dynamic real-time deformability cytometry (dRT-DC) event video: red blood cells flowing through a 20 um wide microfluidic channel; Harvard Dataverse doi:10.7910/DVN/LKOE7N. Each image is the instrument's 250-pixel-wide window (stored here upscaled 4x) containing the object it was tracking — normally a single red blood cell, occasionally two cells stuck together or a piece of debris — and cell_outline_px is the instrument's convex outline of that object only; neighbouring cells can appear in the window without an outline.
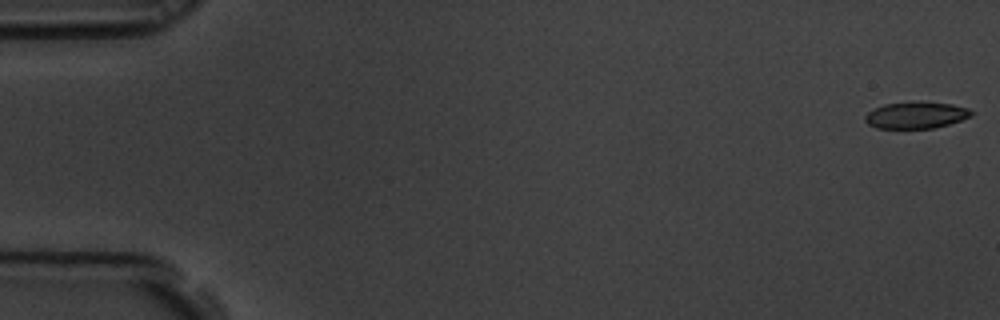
{"species": "common noctule bat (a hibernating species)", "species_latin": "Nyctalus noctula", "temperature_condition": "room temperature", "stored_images_in_passage": 59, "camera_frame_rate_fps": 3000, "um_per_image_px": 0.085, "animal": {"sex": "male", "body_mass_g": 19.5, "forearm_length_mm": 54.6}, "frame": {"image": 1, "passage_image": 1, "time_ms": 0.0, "image_size_px": [1000, 320], "cell_outline_px": [[976, 112], [972, 116], [948, 124], [932, 128], [876, 128], [868, 124], [864, 120], [864, 116], [868, 112], [884, 104], [912, 100], [920, 100], [952, 104], [968, 108]], "centroid_in_image_um": [77.88, 9.76], "position_along_channel_um": 7.1, "area_um2": 16.88}}
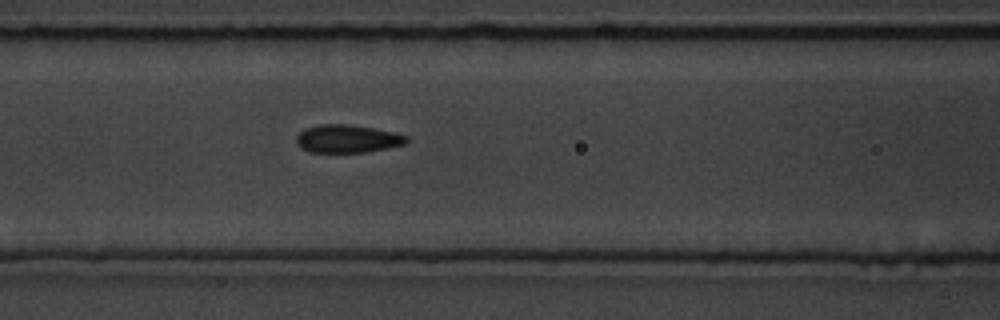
{"frame": {"image": 2, "passage_image": 25, "time_ms": 8.0, "image_size_px": [1000, 320], "cell_outline_px": [[408, 140], [404, 144], [364, 152], [312, 152], [300, 148], [296, 140], [296, 136], [304, 128], [320, 124], [348, 124], [396, 132], [408, 136]], "centroid_in_image_um": [29.5, 11.78], "position_along_channel_um": 137.1, "area_um2": 17.86}}
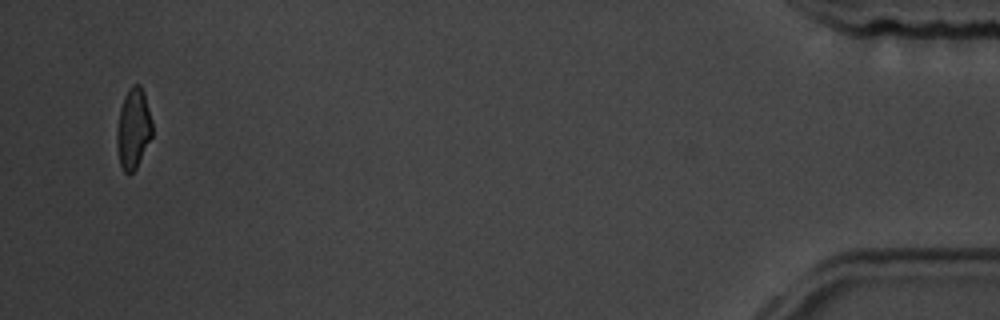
{"frame": {"image": 3, "passage_image": 57, "time_ms": 18.667, "image_size_px": [1000, 320], "cell_outline_px": [[152, 136], [136, 168], [128, 176], [124, 172], [120, 164], [116, 144], [116, 128], [120, 108], [124, 96], [128, 88], [132, 84], [140, 84], [144, 92], [152, 120]], "centroid_in_image_um": [11.32, 10.92], "position_along_channel_um": 423.9, "area_um2": 16.82}, "authors_computed_cell_mechanics": {"area_um2": 17.8024, "velocity_mm_per_s": 3.4819, "shape_relaxation_time_tau1_ms": 3.9751, "shape_relaxation_time_tau2_ms": 1.1795, "deformation_change_tau1": 0.129, "deformation_change_tau2": 0.0736}}